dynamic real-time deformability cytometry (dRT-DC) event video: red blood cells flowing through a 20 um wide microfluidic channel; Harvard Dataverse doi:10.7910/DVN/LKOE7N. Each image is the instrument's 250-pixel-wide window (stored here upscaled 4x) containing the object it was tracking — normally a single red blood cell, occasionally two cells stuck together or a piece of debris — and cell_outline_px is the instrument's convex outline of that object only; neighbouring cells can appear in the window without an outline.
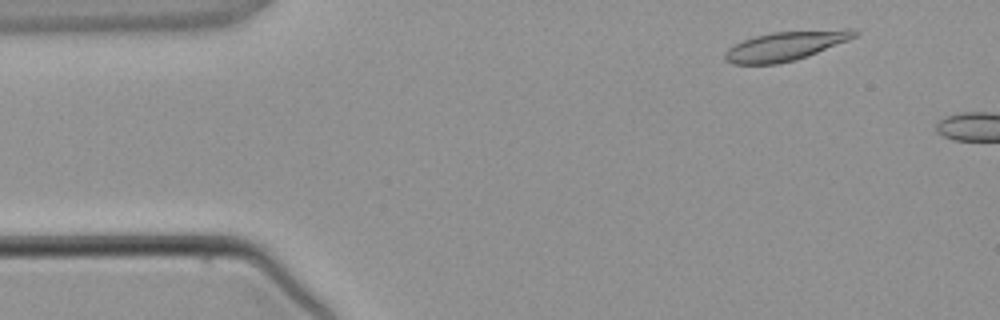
{"species": "common noctule bat (a hibernating species)", "species_latin": "Nyctalus noctula", "temperature_condition": "warm", "stored_images_in_passage": 2, "camera_frame_rate_fps": 3000, "um_per_image_px": 0.085, "animal": {"sex": "male", "body_mass_g": 21.5, "forearm_length_mm": 52.0}, "frame": {"image": 1, "passage_image": 1, "time_ms": 0.0, "image_size_px": [1000, 320], "cell_outline_px": [[860, 32], [856, 36], [848, 40], [796, 60], [776, 64], [732, 64], [724, 60], [724, 52], [728, 48], [744, 40], [756, 36], [772, 32], [844, 28], [852, 28]], "centroid_in_image_um": [66.79, 3.89], "position_along_channel_um": 18.2, "area_um2": 22.14}}